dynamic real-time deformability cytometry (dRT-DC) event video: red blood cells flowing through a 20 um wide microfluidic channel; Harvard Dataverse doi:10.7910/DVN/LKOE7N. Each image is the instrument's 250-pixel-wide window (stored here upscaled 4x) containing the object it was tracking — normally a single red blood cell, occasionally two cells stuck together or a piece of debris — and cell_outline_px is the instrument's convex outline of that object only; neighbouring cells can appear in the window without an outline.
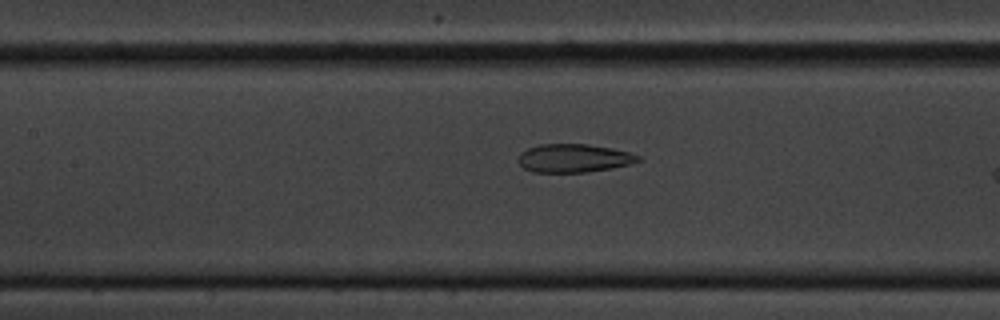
{"species": "common noctule bat (a hibernating species)", "species_latin": "Nyctalus noctula", "temperature_condition": "cold", "stored_images_in_passage": 39, "camera_frame_rate_fps": 3000, "um_per_image_px": 0.085, "animal": {"sex": "male", "body_mass_g": 20.1, "forearm_length_mm": 53.5}, "frame": {"image": 1, "passage_image": 22, "time_ms": 7.0, "image_size_px": [1000, 320], "cell_outline_px": [[640, 160], [632, 164], [612, 168], [584, 172], [532, 172], [524, 168], [520, 164], [520, 152], [528, 148], [540, 144], [588, 144], [612, 148], [628, 152], [640, 156]], "centroid_in_image_um": [48.79, 13.44], "position_along_channel_um": 158.6, "area_um2": 19.71}}
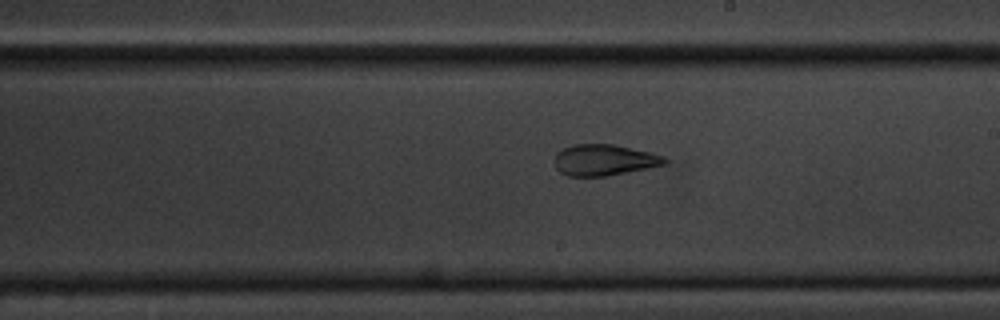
{"frame": {"image": 2, "passage_image": 29, "time_ms": 9.333, "image_size_px": [1000, 320], "cell_outline_px": [[668, 164], [648, 168], [604, 176], [568, 176], [560, 172], [556, 168], [552, 160], [556, 152], [572, 144], [612, 144], [652, 152], [664, 156], [668, 160]], "centroid_in_image_um": [51.34, 13.59], "position_along_channel_um": 237.7, "area_um2": 20.23}}
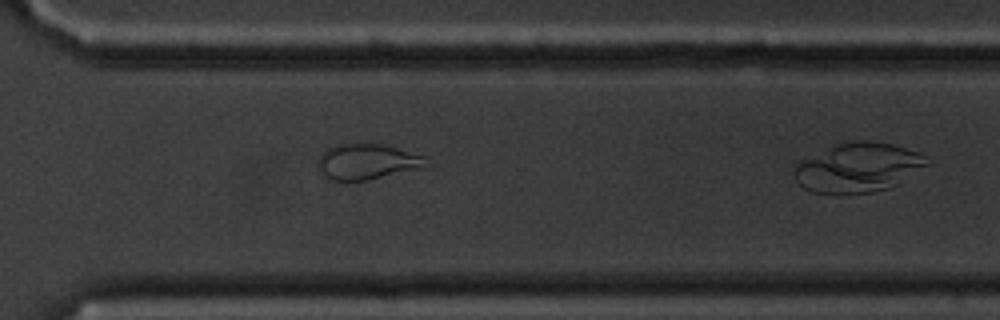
{"frame": {"image": 3, "passage_image": 38, "time_ms": 12.333, "image_size_px": [1000, 320], "cell_outline_px": [[432, 164], [424, 168], [368, 180], [332, 180], [324, 176], [320, 168], [320, 156], [328, 148], [336, 144], [384, 144], [424, 156]], "centroid_in_image_um": [31.3, 13.75], "position_along_channel_um": 339.3, "area_um2": 22.31}}